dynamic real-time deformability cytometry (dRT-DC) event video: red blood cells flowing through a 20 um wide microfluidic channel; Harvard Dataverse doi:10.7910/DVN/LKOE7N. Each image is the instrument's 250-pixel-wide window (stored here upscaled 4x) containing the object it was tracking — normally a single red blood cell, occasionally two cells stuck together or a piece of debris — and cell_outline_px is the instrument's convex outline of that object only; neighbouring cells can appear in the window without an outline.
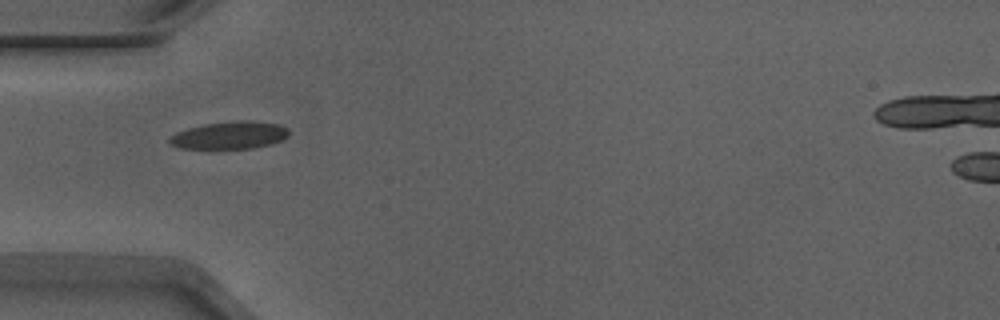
{"species": "Egyptian fruit bat (a non-hibernating species)", "species_latin": "Rousettus aegyptiacus", "temperature_condition": "warm", "stored_images_in_passage": 37, "camera_frame_rate_fps": 3000, "um_per_image_px": 0.085, "animal": {"sex": "male"}, "frame": {"image": 1, "passage_image": 1, "time_ms": 0.0, "image_size_px": [1000, 320], "cell_outline_px": [[288, 136], [284, 140], [252, 148], [180, 148], [172, 144], [168, 140], [176, 132], [188, 128], [204, 124], [236, 120], [256, 120], [280, 124], [288, 128]], "centroid_in_image_um": [19.58, 11.47], "position_along_channel_um": 65.4, "area_um2": 19.13}}
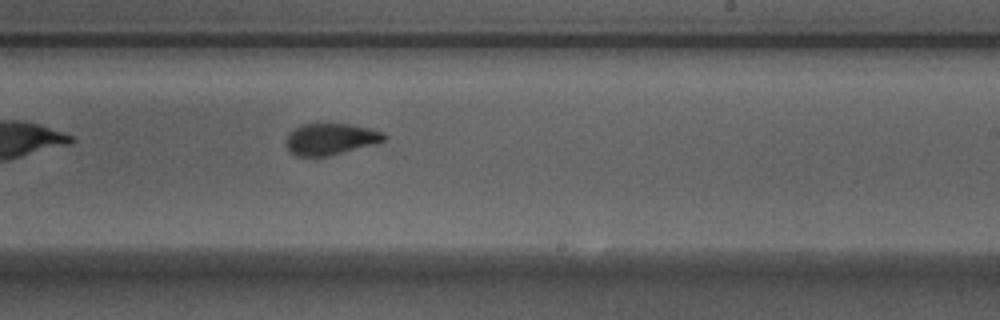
{"frame": {"image": 2, "passage_image": 16, "time_ms": 5.0, "image_size_px": [1000, 320], "cell_outline_px": [[388, 136], [384, 140], [372, 144], [328, 156], [296, 156], [288, 148], [288, 136], [296, 128], [304, 124], [352, 124], [384, 132]], "centroid_in_image_um": [28.14, 11.81], "position_along_channel_um": 260.9, "area_um2": 17.46}}
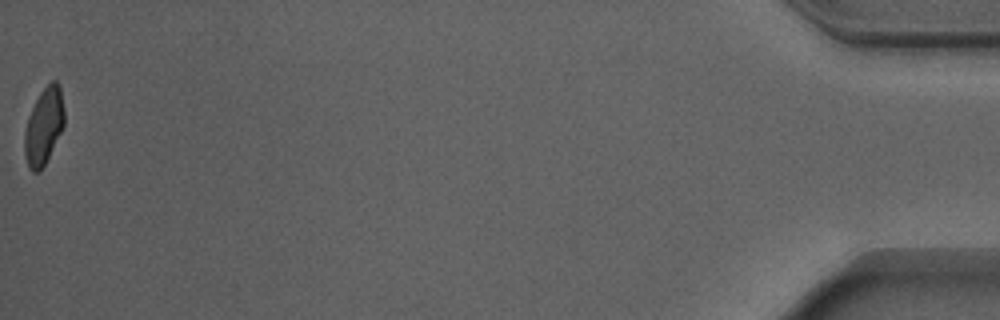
{"frame": {"image": 3, "passage_image": 37, "time_ms": 12.0, "image_size_px": [1000, 320], "cell_outline_px": [[64, 124], [44, 164], [36, 172], [32, 172], [28, 168], [24, 156], [24, 132], [28, 116], [40, 92], [52, 80], [56, 80], [60, 84], [64, 108]], "centroid_in_image_um": [3.71, 10.69], "position_along_channel_um": 431.5, "area_um2": 17.57}, "authors_computed_cell_mechanics": {"area_um2": 18.5538, "velocity_mm_per_s": 3.9192, "shape_relaxation_time_tau1_ms": 3.6228, "shape_relaxation_time_tau2_ms": 1.3848, "deformation_change_tau1": 0.1217, "deformation_change_tau2": 0.0706}}